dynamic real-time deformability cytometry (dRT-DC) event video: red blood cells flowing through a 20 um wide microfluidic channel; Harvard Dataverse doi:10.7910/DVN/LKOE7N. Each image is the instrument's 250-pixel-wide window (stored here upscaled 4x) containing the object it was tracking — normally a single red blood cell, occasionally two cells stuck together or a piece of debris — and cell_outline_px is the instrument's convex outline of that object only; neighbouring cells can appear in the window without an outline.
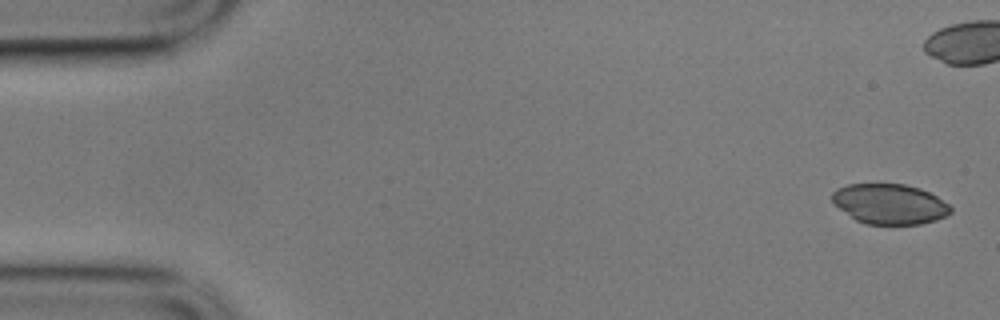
{"species": "common noctule bat (a hibernating species)", "species_latin": "Nyctalus noctula", "temperature_condition": "cold", "stored_images_in_passage": 6, "camera_frame_rate_fps": 3000, "um_per_image_px": 0.085, "animal": {"sex": "male", "body_mass_g": 17.9}, "frame": {"image": 1, "passage_image": 1, "time_ms": 0.0, "image_size_px": [1000, 320], "cell_outline_px": [[952, 212], [936, 220], [920, 224], [868, 224], [856, 220], [840, 208], [832, 200], [832, 192], [836, 188], [848, 184], [904, 184], [920, 188], [936, 196], [948, 204], [952, 208]], "centroid_in_image_um": [75.63, 17.33], "position_along_channel_um": 9.4, "area_um2": 27.51}}